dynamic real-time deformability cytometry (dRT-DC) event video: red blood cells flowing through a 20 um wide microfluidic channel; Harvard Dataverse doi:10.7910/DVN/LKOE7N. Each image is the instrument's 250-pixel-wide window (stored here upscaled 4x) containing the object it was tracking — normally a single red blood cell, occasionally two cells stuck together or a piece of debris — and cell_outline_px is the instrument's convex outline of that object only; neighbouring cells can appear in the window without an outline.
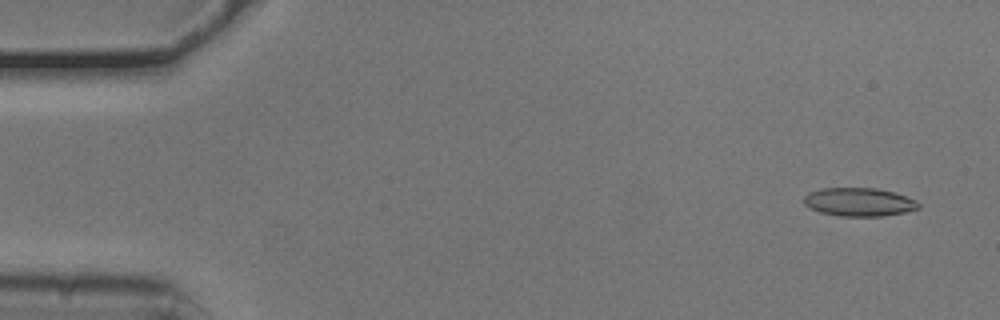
{"species": "common noctule bat (a hibernating species)", "species_latin": "Nyctalus noctula", "temperature_condition": "cold", "stored_images_in_passage": 10, "camera_frame_rate_fps": 3000, "um_per_image_px": 0.085, "animal": {"sex": "male", "body_mass_g": 20.5, "forearm_length_mm": 52.5}, "frame": {"image": 1, "passage_image": 3, "time_ms": 0.667, "image_size_px": [1000, 320], "cell_outline_px": [[920, 208], [904, 212], [884, 216], [840, 216], [820, 212], [804, 204], [804, 196], [808, 192], [820, 188], [876, 188], [892, 192], [916, 200], [920, 204]], "centroid_in_image_um": [73.01, 17.17], "position_along_channel_um": 12.0, "area_um2": 18.9}}